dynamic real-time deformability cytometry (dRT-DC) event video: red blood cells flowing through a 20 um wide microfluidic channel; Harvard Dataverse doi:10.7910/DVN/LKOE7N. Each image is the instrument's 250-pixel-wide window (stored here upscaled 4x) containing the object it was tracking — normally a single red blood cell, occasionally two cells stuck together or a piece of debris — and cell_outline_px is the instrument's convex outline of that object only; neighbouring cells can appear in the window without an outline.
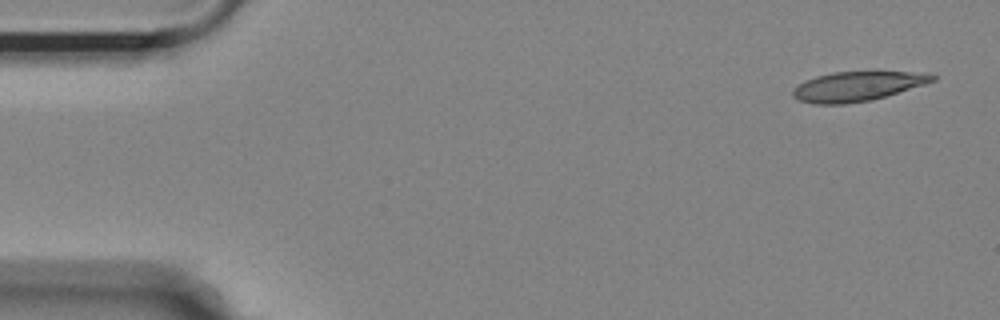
{"species": "Egyptian fruit bat (a non-hibernating species)", "species_latin": "Rousettus aegyptiacus", "temperature_condition": "room temperature", "stored_images_in_passage": 4, "camera_frame_rate_fps": 3000, "um_per_image_px": 0.085, "animal": {"sex": "female"}, "frame": {"image": 1, "passage_image": 1, "time_ms": 0.0, "image_size_px": [1000, 320], "cell_outline_px": [[936, 80], [924, 84], [872, 100], [844, 104], [812, 104], [796, 100], [792, 96], [792, 88], [804, 80], [816, 76], [832, 72], [876, 68], [928, 72], [936, 76]], "centroid_in_image_um": [72.91, 7.27], "position_along_channel_um": 12.1, "area_um2": 25.55}}
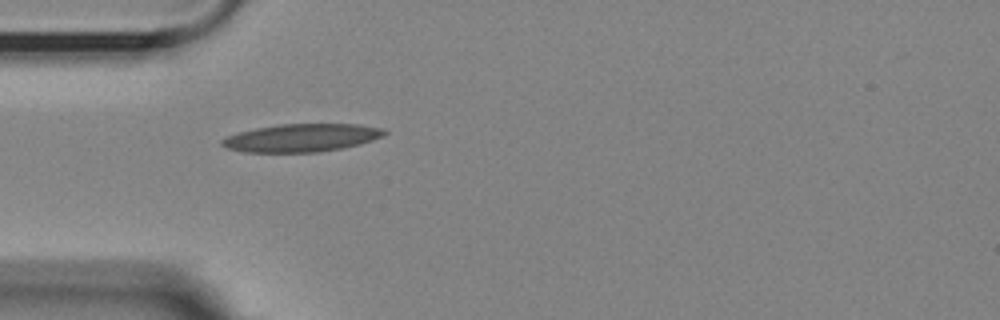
{"frame": {"image": 2, "passage_image": 4, "time_ms": 4.333, "image_size_px": [1000, 320], "cell_outline_px": [[388, 132], [384, 136], [360, 144], [340, 148], [316, 152], [244, 152], [228, 148], [220, 144], [220, 140], [228, 136], [240, 132], [256, 128], [280, 124], [360, 124], [384, 128]], "centroid_in_image_um": [25.67, 11.71], "position_along_channel_um": 59.3, "area_um2": 26.36}}